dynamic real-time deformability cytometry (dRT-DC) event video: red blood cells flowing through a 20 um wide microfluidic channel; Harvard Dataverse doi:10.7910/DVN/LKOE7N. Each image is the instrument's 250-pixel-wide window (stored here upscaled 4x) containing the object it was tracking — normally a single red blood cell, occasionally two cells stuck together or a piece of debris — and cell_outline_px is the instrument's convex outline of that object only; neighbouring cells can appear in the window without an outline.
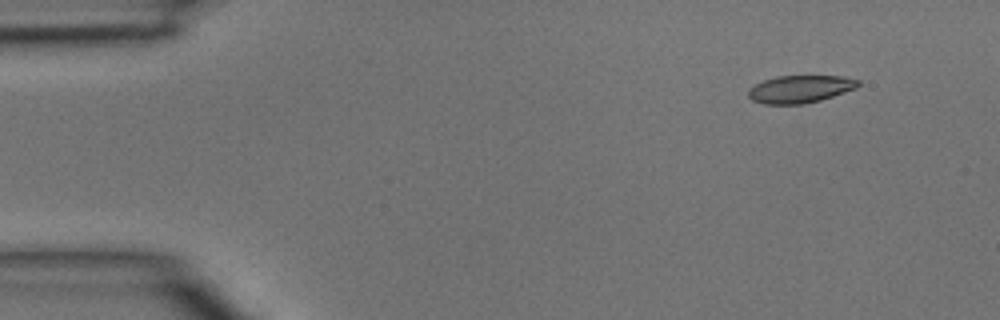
{"species": "common noctule bat (a hibernating species)", "species_latin": "Nyctalus noctula", "temperature_condition": "room temperature", "stored_images_in_passage": 4, "camera_frame_rate_fps": 3000, "um_per_image_px": 0.085, "animal": {"sex": "male", "body_mass_g": 15.6}, "frame": {"image": 1, "passage_image": 2, "time_ms": 0.333, "image_size_px": [1000, 320], "cell_outline_px": [[860, 84], [856, 88], [820, 100], [804, 104], [764, 104], [752, 100], [748, 96], [748, 88], [764, 80], [776, 76], [844, 76], [860, 80]], "centroid_in_image_um": [68.0, 7.57], "position_along_channel_um": 17.0, "area_um2": 17.63}}